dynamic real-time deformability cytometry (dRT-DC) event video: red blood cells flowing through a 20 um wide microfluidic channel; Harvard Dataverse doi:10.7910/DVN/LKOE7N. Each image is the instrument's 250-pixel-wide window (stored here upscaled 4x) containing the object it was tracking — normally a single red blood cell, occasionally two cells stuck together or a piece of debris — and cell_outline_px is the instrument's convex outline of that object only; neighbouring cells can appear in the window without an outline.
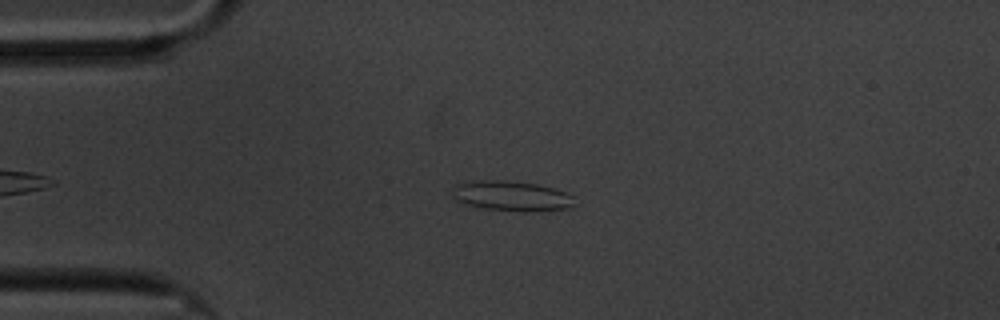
{"species": "common noctule bat (a hibernating species)", "species_latin": "Nyctalus noctula", "temperature_condition": "cold", "stored_images_in_passage": 46, "camera_frame_rate_fps": 3000, "um_per_image_px": 0.085, "animal": {"sex": "male", "body_mass_g": 20.1, "forearm_length_mm": 53.5}, "frame": {"image": 1, "passage_image": 6, "time_ms": 1.667, "image_size_px": [1000, 320], "cell_outline_px": [[576, 204], [568, 208], [524, 212], [520, 212], [488, 208], [464, 204], [456, 200], [452, 196], [452, 184], [480, 180], [504, 180], [536, 184], [568, 192], [572, 196]], "centroid_in_image_um": [43.46, 16.65], "position_along_channel_um": 41.5, "area_um2": 21.5}}
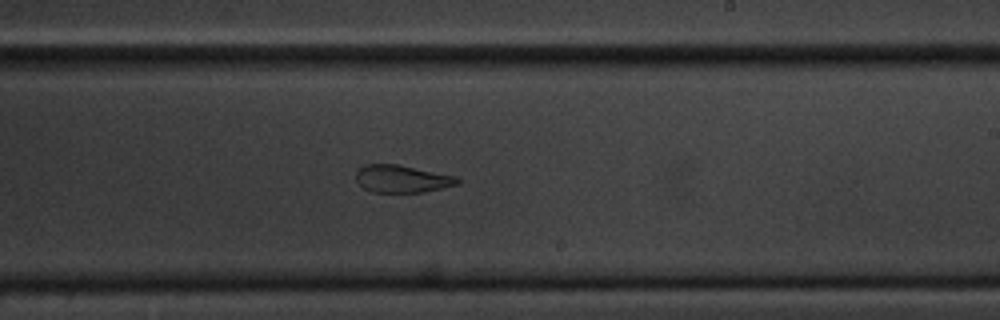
{"frame": {"image": 2, "passage_image": 27, "time_ms": 8.667, "image_size_px": [1000, 320], "cell_outline_px": [[464, 180], [460, 184], [424, 192], [372, 192], [364, 188], [356, 180], [356, 172], [364, 164], [396, 164], [456, 176]], "centroid_in_image_um": [34.21, 15.2], "position_along_channel_um": 254.8, "area_um2": 16.3}}
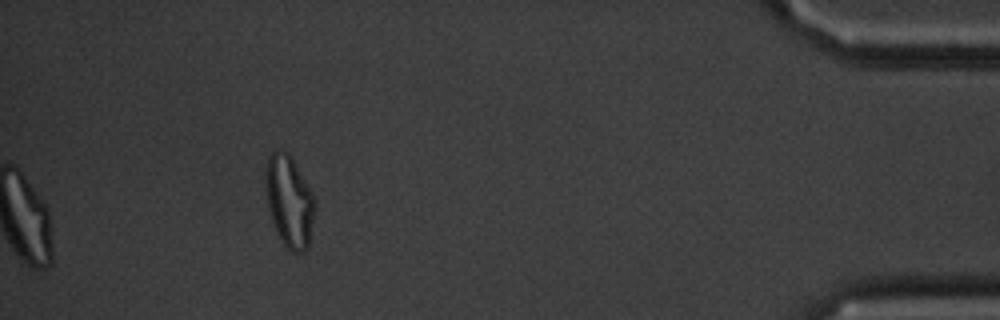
{"frame": {"image": 3, "passage_image": 46, "time_ms": 15.0, "image_size_px": [1000, 320], "cell_outline_px": [[316, 204], [308, 248], [304, 252], [292, 252], [284, 244], [276, 232], [268, 208], [264, 172], [268, 156], [276, 148], [288, 152], [312, 192], [316, 200]], "centroid_in_image_um": [24.58, 17.09], "position_along_channel_um": 410.6, "area_um2": 26.41}, "authors_computed_cell_mechanics": {"area_um2": 17.918, "velocity_mm_per_s": 3.3796, "shape_relaxation_time_tau1_ms": null, "shape_relaxation_time_tau2_ms": 1.8926, "deformation_change_tau1": null, "deformation_change_tau2": 0.0998}}